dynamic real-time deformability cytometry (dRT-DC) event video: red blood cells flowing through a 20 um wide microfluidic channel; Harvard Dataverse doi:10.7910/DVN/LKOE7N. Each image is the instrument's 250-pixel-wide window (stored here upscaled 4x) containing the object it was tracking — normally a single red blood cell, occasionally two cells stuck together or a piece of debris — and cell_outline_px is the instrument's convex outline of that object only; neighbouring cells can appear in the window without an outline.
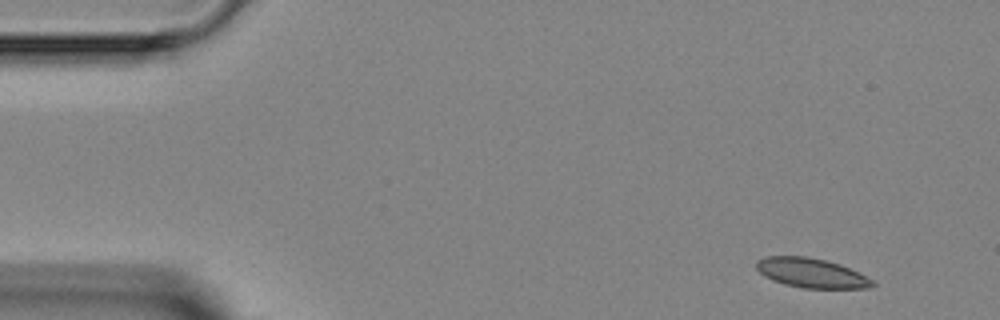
{"species": "Egyptian fruit bat (a non-hibernating species)", "species_latin": "Rousettus aegyptiacus", "temperature_condition": "room temperature", "stored_images_in_passage": 2, "camera_frame_rate_fps": 3000, "um_per_image_px": 0.085, "animal": {"sex": "female"}, "frame": {"image": 1, "passage_image": 2, "time_ms": 1.333, "image_size_px": [1000, 320], "cell_outline_px": [[876, 284], [872, 288], [804, 288], [784, 284], [772, 280], [764, 276], [756, 268], [756, 260], [764, 256], [808, 256], [840, 264], [872, 280]], "centroid_in_image_um": [68.92, 23.2], "position_along_channel_um": 16.1, "area_um2": 19.88}}